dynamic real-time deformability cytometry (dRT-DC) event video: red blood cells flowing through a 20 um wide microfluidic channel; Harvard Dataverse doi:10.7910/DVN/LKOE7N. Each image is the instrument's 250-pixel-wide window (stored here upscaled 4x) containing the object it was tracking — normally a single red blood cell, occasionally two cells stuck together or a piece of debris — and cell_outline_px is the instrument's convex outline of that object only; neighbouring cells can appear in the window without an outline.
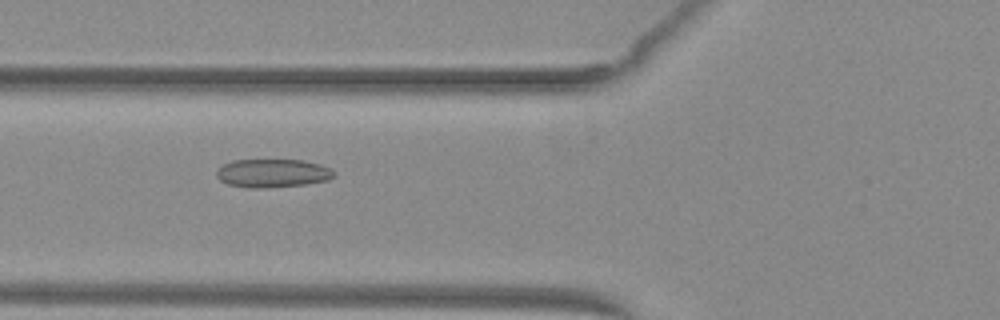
{"species": "common noctule bat (a hibernating species)", "species_latin": "Nyctalus noctula", "temperature_condition": "warm", "stored_images_in_passage": 35, "camera_frame_rate_fps": 3000, "um_per_image_px": 0.085, "animal": {"sex": "female", "body_mass_g": 29.2, "forearm_length_mm": 56.3}, "frame": {"image": 1, "passage_image": 4, "time_ms": 1.0, "image_size_px": [1000, 320], "cell_outline_px": [[336, 176], [328, 180], [304, 184], [268, 188], [248, 188], [228, 184], [220, 180], [216, 176], [216, 168], [232, 160], [304, 160], [320, 164], [336, 172]], "centroid_in_image_um": [23.16, 14.72], "position_along_channel_um": 102.6, "area_um2": 19.59}}
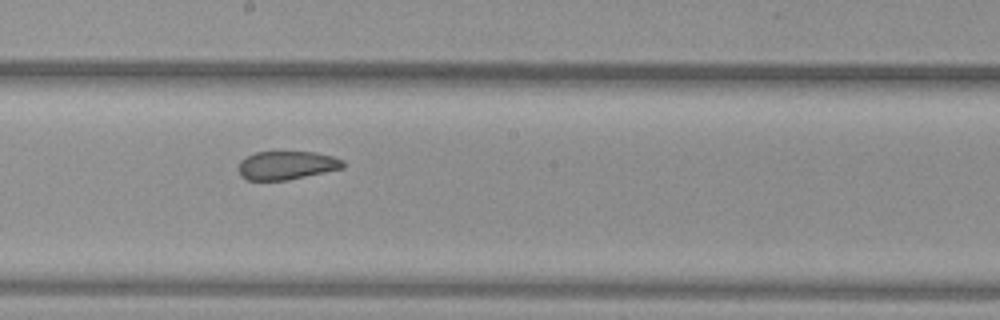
{"frame": {"image": 2, "passage_image": 13, "time_ms": 4.0, "image_size_px": [1000, 320], "cell_outline_px": [[344, 168], [288, 180], [248, 180], [240, 176], [240, 160], [256, 152], [316, 152], [332, 156], [344, 160]], "centroid_in_image_um": [24.4, 14.05], "position_along_channel_um": 223.8, "area_um2": 17.28}}
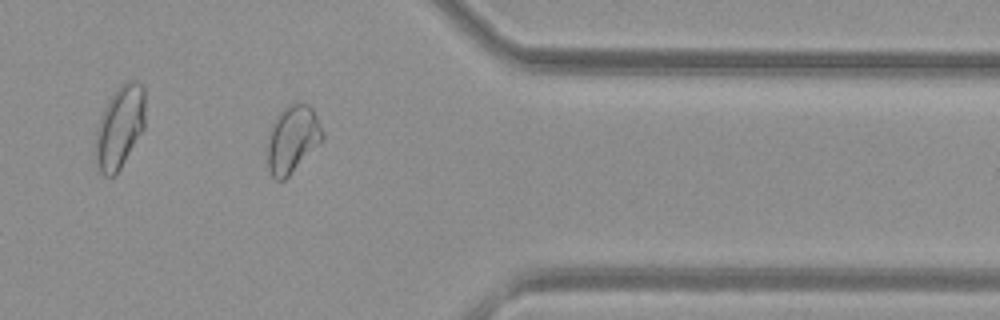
{"frame": {"image": 3, "passage_image": 26, "time_ms": 8.333, "image_size_px": [1000, 320], "cell_outline_px": [[324, 140], [284, 180], [276, 180], [272, 176], [268, 168], [268, 144], [272, 124], [276, 116], [284, 108], [296, 100], [308, 104], [312, 108], [324, 132]], "centroid_in_image_um": [24.89, 11.8], "position_along_channel_um": 386.5, "area_um2": 21.62}, "authors_computed_cell_mechanics": {"area_um2": 19.1318, "velocity_mm_per_s": 4.0385, "shape_relaxation_time_tau1_ms": null, "shape_relaxation_time_tau2_ms": 1.5984, "deformation_change_tau1": null, "deformation_change_tau2": 0.0743}}